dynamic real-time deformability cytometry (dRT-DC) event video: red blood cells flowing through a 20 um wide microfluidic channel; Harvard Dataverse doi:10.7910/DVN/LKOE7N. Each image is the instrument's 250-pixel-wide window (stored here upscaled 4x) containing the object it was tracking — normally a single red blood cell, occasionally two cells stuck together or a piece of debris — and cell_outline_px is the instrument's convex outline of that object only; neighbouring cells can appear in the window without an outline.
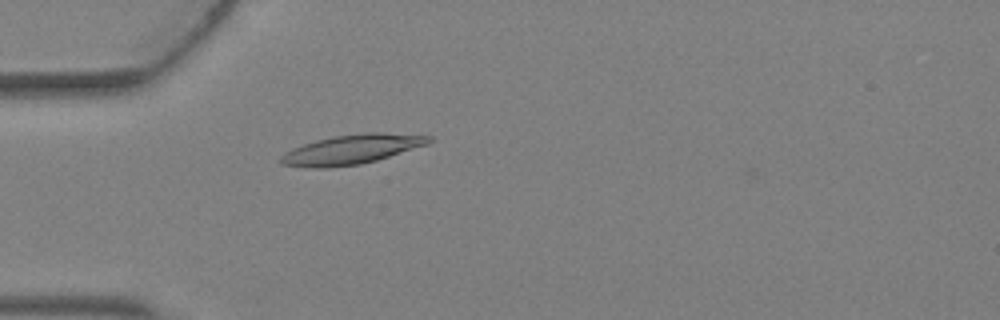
{"species": "Egyptian fruit bat (a non-hibernating species)", "species_latin": "Rousettus aegyptiacus", "temperature_condition": "warm", "stored_images_in_passage": 1, "camera_frame_rate_fps": 3000, "um_per_image_px": 0.085, "animal": {"sex": "female"}, "frame": {"image": 1, "passage_image": 1, "time_ms": 0.0, "image_size_px": [1000, 320], "cell_outline_px": [[432, 140], [428, 144], [376, 160], [360, 164], [328, 168], [316, 168], [280, 164], [280, 156], [284, 152], [292, 148], [316, 140], [332, 136], [364, 132], [384, 132], [432, 136]], "centroid_in_image_um": [29.88, 12.69], "position_along_channel_um": 55.1, "area_um2": 25.49}}